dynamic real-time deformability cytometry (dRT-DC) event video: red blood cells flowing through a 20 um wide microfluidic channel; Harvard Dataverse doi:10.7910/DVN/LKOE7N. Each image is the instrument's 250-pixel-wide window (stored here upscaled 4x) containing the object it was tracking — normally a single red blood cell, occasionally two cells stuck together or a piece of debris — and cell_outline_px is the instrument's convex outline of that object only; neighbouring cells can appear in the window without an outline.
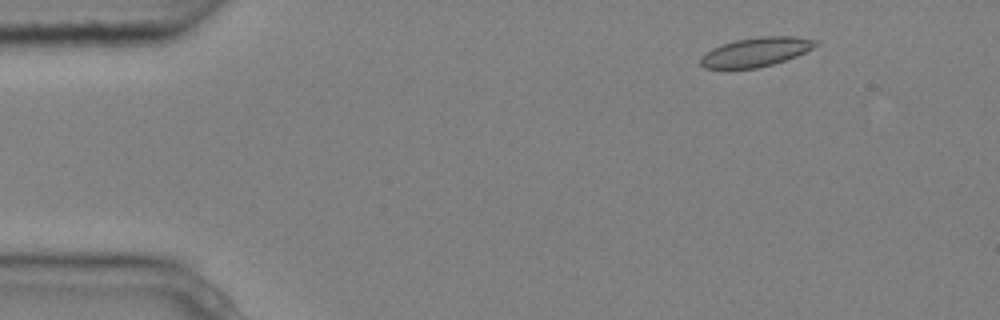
{"species": "common noctule bat (a hibernating species)", "species_latin": "Nyctalus noctula", "temperature_condition": "cold", "stored_images_in_passage": 4, "camera_frame_rate_fps": 3000, "um_per_image_px": 0.085, "animal": {"sex": "male", "body_mass_g": 20.4}, "frame": {"image": 1, "passage_image": 2, "time_ms": 0.333, "image_size_px": [1000, 320], "cell_outline_px": [[820, 44], [796, 56], [772, 64], [756, 68], [704, 68], [700, 64], [700, 56], [704, 52], [712, 48], [736, 40], [756, 36], [796, 36], [816, 40]], "centroid_in_image_um": [64.24, 4.4], "position_along_channel_um": 20.8, "area_um2": 19.48}}